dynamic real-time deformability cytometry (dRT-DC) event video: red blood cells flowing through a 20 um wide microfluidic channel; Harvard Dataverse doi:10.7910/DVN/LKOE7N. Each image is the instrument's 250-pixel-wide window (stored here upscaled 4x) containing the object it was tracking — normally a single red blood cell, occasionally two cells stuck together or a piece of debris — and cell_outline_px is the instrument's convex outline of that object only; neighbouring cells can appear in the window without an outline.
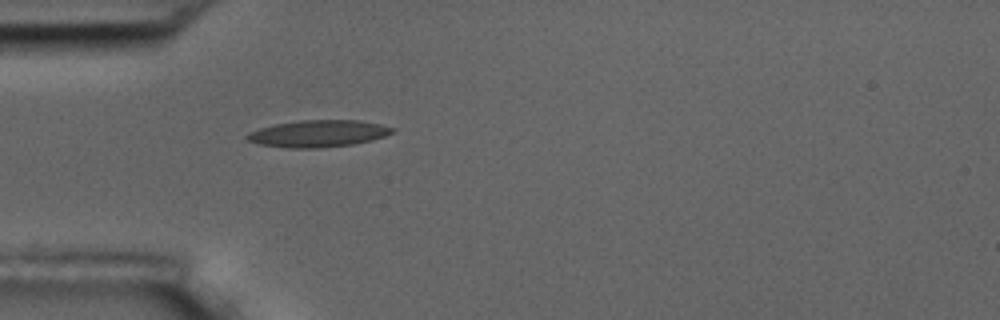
{"species": "common noctule bat (a hibernating species)", "species_latin": "Nyctalus noctula", "temperature_condition": "room temperature", "stored_images_in_passage": 4, "camera_frame_rate_fps": 3000, "um_per_image_px": 0.085, "animal": {"sex": "male", "body_mass_g": 17.5, "forearm_length_mm": 52.3}, "frame": {"image": 1, "passage_image": 4, "time_ms": 3.333, "image_size_px": [1000, 320], "cell_outline_px": [[396, 128], [392, 132], [384, 136], [372, 140], [352, 144], [316, 148], [288, 148], [260, 144], [248, 140], [244, 136], [248, 132], [260, 128], [276, 124], [300, 120], [356, 120], [380, 124]], "centroid_in_image_um": [27.03, 11.35], "position_along_channel_um": 58.0, "area_um2": 22.6}}